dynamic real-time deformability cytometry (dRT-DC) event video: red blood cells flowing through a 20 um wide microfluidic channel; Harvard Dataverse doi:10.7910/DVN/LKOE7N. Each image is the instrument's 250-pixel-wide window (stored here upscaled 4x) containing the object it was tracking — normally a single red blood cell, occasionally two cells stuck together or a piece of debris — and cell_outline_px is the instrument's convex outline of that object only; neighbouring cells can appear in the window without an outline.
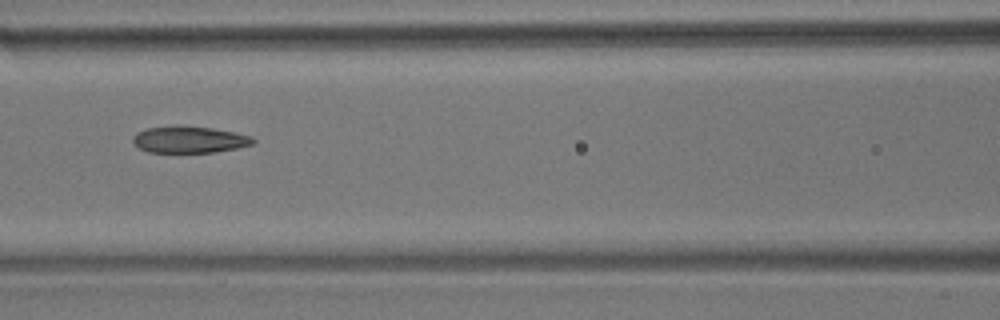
{"species": "common noctule bat (a hibernating species)", "species_latin": "Nyctalus noctula", "temperature_condition": "room temperature", "stored_images_in_passage": 10, "camera_frame_rate_fps": 3000, "um_per_image_px": 0.085, "animal": {"sex": "male", "body_mass_g": 17.9}, "frame": {"image": 1, "passage_image": 6, "time_ms": 7.333, "image_size_px": [1000, 320], "cell_outline_px": [[256, 140], [252, 144], [236, 148], [216, 152], [148, 152], [140, 148], [132, 140], [132, 136], [136, 132], [148, 128], [172, 124], [176, 124], [212, 128], [252, 136]], "centroid_in_image_um": [16.06, 11.84], "position_along_channel_um": 150.5, "area_um2": 18.84}}
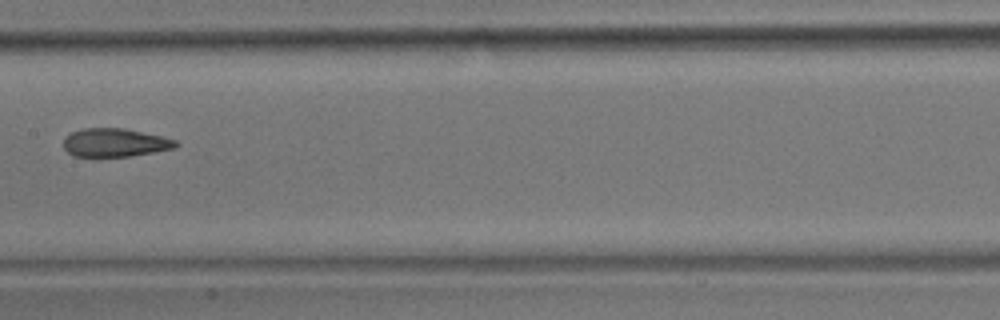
{"frame": {"image": 2, "passage_image": 7, "time_ms": 8.667, "image_size_px": [1000, 320], "cell_outline_px": [[180, 144], [176, 148], [128, 156], [72, 156], [64, 148], [64, 140], [72, 132], [84, 128], [124, 128], [160, 136], [176, 140]], "centroid_in_image_um": [9.78, 12.12], "position_along_channel_um": 197.6, "area_um2": 18.32}}
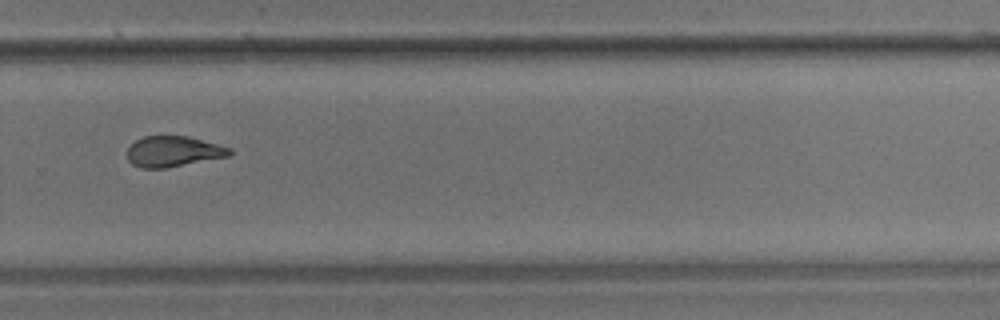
{"frame": {"image": 3, "passage_image": 10, "time_ms": 12.0, "image_size_px": [1000, 320], "cell_outline_px": [[232, 152], [228, 156], [164, 168], [140, 168], [132, 164], [128, 160], [128, 148], [136, 140], [144, 136], [188, 136], [232, 148]], "centroid_in_image_um": [14.72, 12.87], "position_along_channel_um": 315.1, "area_um2": 18.09}}